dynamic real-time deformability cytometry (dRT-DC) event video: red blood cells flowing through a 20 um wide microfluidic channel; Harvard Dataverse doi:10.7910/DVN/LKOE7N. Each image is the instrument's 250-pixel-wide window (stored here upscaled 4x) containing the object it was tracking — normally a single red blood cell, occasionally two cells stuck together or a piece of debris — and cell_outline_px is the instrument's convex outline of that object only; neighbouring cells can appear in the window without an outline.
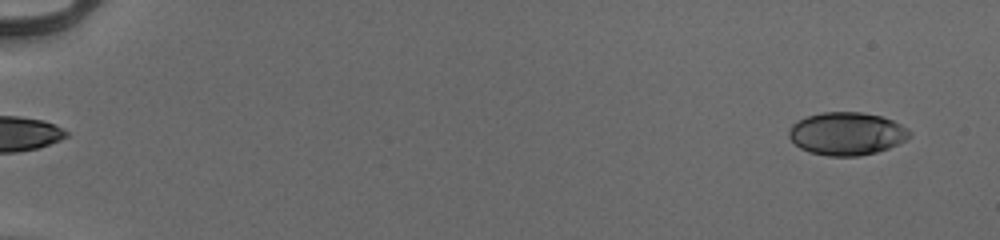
{"species": "human", "species_latin": "Homo sapiens", "temperature_condition": "cold", "stored_images_in_passage": 54, "camera_frame_rate_fps": 3000, "um_per_image_px": 0.085, "donor": {"sex": "male"}, "frame": {"image": 1, "passage_image": 3, "time_ms": 0.667, "image_size_px": [1000, 240], "cell_outline_px": [[912, 132], [904, 140], [888, 148], [876, 152], [860, 156], [828, 156], [808, 152], [800, 148], [788, 136], [788, 132], [792, 124], [796, 120], [820, 112], [860, 112], [880, 116], [892, 120], [900, 124]], "centroid_in_image_um": [71.93, 11.36], "position_along_channel_um": 13.1, "area_um2": 30.06}}
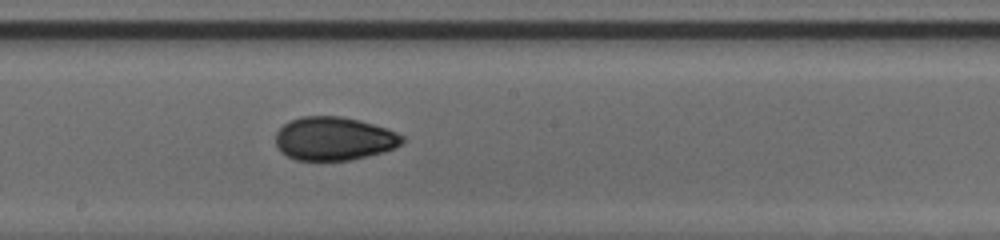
{"frame": {"image": 2, "passage_image": 32, "time_ms": 10.333, "image_size_px": [1000, 240], "cell_outline_px": [[404, 140], [400, 144], [384, 152], [368, 156], [348, 160], [296, 160], [280, 152], [276, 144], [276, 132], [288, 120], [300, 116], [340, 116], [360, 120], [388, 128], [404, 136]], "centroid_in_image_um": [28.38, 11.77], "position_along_channel_um": 219.8, "area_um2": 32.19}}
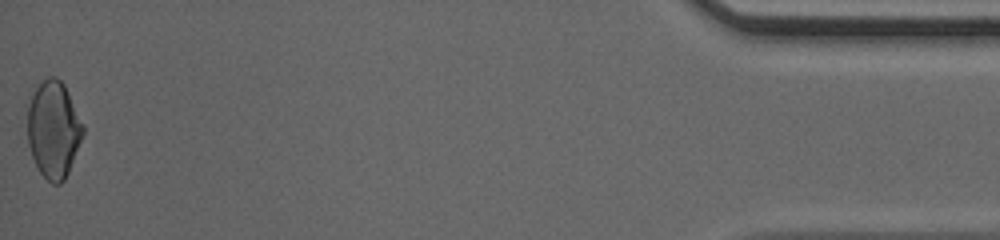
{"frame": {"image": 3, "passage_image": 54, "time_ms": 17.667, "image_size_px": [1000, 240], "cell_outline_px": [[84, 132], [68, 172], [64, 180], [60, 184], [52, 184], [40, 172], [32, 156], [28, 144], [24, 104], [32, 84], [48, 76], [56, 76], [64, 84], [84, 128]], "centroid_in_image_um": [4.45, 10.89], "position_along_channel_um": 430.8, "area_um2": 32.37}, "authors_computed_cell_mechanics": {"area_um2": 30.8363, "velocity_mm_per_s": 3.9896, "shape_relaxation_time_tau1_ms": null, "shape_relaxation_time_tau2_ms": 1.7531, "deformation_change_tau1": null, "deformation_change_tau2": 0.0483}}